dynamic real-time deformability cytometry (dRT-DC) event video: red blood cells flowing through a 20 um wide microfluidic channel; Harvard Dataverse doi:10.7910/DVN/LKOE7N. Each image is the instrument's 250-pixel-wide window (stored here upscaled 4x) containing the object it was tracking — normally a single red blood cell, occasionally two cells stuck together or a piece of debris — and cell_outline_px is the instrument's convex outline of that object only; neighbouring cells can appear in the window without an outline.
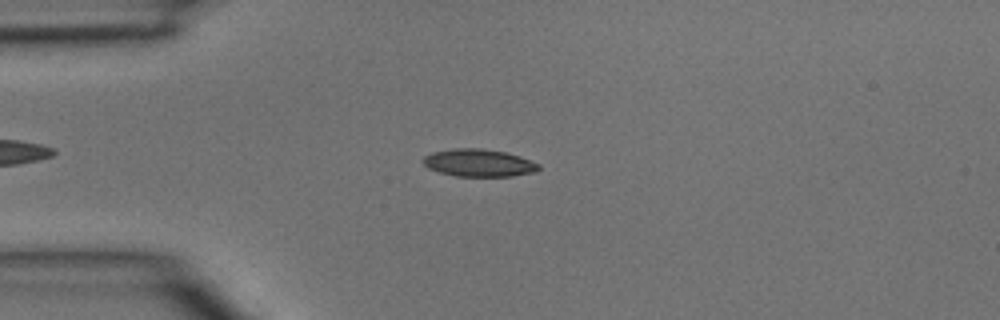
{"species": "common noctule bat (a hibernating species)", "species_latin": "Nyctalus noctula", "temperature_condition": "room temperature", "stored_images_in_passage": 4, "camera_frame_rate_fps": 3000, "um_per_image_px": 0.085, "animal": {"sex": "male", "body_mass_g": 15.6}, "frame": {"image": 1, "passage_image": 3, "time_ms": 0.667, "image_size_px": [1000, 320], "cell_outline_px": [[540, 168], [536, 172], [512, 176], [456, 176], [440, 172], [428, 168], [420, 160], [424, 156], [432, 152], [452, 148], [480, 148], [504, 152], [520, 156], [540, 164]], "centroid_in_image_um": [40.68, 13.84], "position_along_channel_um": 44.3, "area_um2": 18.61}}